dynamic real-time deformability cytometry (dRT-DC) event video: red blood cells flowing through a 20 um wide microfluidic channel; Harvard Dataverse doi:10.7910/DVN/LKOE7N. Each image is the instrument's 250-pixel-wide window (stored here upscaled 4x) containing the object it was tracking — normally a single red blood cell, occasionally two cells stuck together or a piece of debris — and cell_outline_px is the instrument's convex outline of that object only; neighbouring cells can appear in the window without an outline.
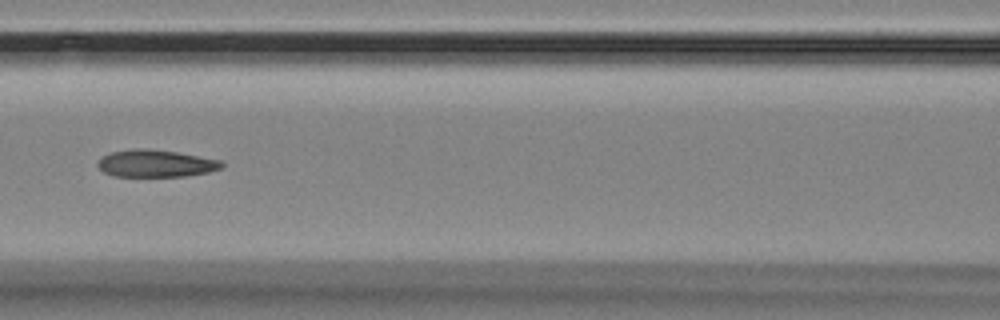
{"species": "Egyptian fruit bat (a non-hibernating species)", "species_latin": "Rousettus aegyptiacus", "temperature_condition": "room temperature", "stored_images_in_passage": 8, "camera_frame_rate_fps": 3000, "um_per_image_px": 0.085, "animal": {"sex": "female"}, "frame": {"image": 1, "passage_image": 8, "time_ms": 8.0, "image_size_px": [1000, 320], "cell_outline_px": [[224, 164], [220, 168], [208, 172], [184, 176], [116, 176], [104, 172], [96, 164], [100, 156], [112, 152], [132, 148], [148, 148], [176, 152], [220, 160]], "centroid_in_image_um": [13.19, 13.88], "position_along_channel_um": 153.4, "area_um2": 19.59}}